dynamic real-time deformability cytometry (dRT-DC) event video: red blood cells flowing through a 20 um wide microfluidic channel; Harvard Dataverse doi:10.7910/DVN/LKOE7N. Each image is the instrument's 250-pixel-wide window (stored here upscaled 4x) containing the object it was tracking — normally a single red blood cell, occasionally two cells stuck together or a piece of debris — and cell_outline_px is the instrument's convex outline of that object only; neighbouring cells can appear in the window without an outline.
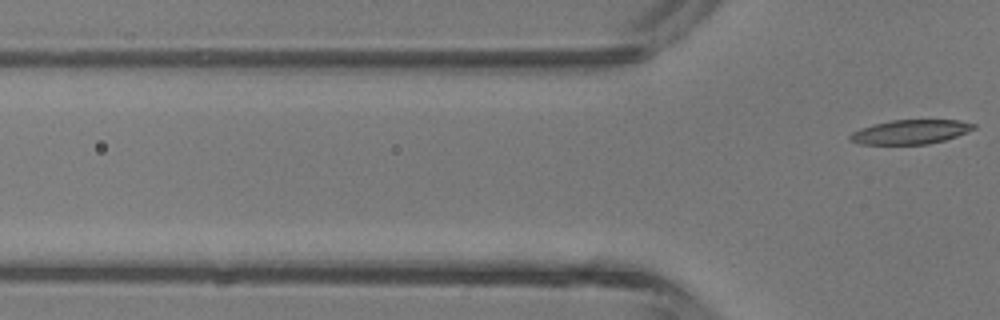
{"species": "common noctule bat (a hibernating species)", "species_latin": "Nyctalus noctula", "temperature_condition": "room temperature", "stored_images_in_passage": 5, "camera_frame_rate_fps": 3000, "um_per_image_px": 0.085, "animal": {"sex": "male", "body_mass_g": 13.3}, "frame": {"image": 1, "passage_image": 5, "time_ms": 4.667, "image_size_px": [1000, 320], "cell_outline_px": [[976, 128], [956, 136], [944, 140], [928, 144], [860, 144], [848, 140], [848, 136], [852, 132], [860, 128], [872, 124], [892, 120], [960, 120], [976, 124]], "centroid_in_image_um": [77.36, 11.21], "position_along_channel_um": 48.4, "area_um2": 17.51}}